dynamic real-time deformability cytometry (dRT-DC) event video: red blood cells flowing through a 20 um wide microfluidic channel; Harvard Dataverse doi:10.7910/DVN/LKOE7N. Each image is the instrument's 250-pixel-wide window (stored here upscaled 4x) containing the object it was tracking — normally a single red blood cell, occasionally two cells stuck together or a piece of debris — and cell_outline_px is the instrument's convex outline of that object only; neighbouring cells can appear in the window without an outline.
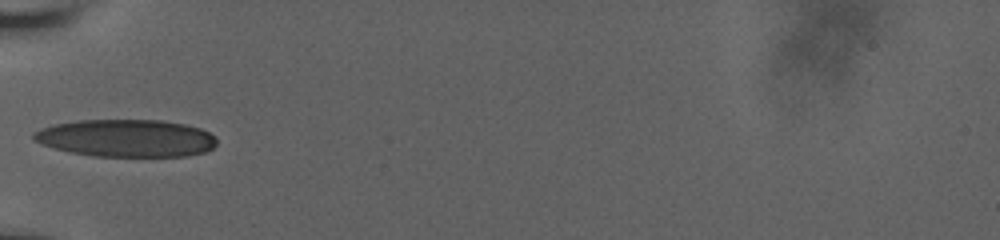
{"species": "human", "species_latin": "Homo sapiens", "temperature_condition": "room temperature", "stored_images_in_passage": 9, "camera_frame_rate_fps": 3000, "um_per_image_px": 0.085, "donor": {"sex": "male"}, "frame": {"image": 1, "passage_image": 1, "time_ms": 0.0, "image_size_px": [1000, 240], "cell_outline_px": [[216, 144], [212, 148], [204, 152], [188, 156], [92, 156], [68, 152], [32, 140], [32, 132], [40, 128], [52, 124], [76, 120], [160, 120], [184, 124], [200, 128], [216, 136]], "centroid_in_image_um": [10.7, 11.74], "position_along_channel_um": 74.3, "area_um2": 40.17}}
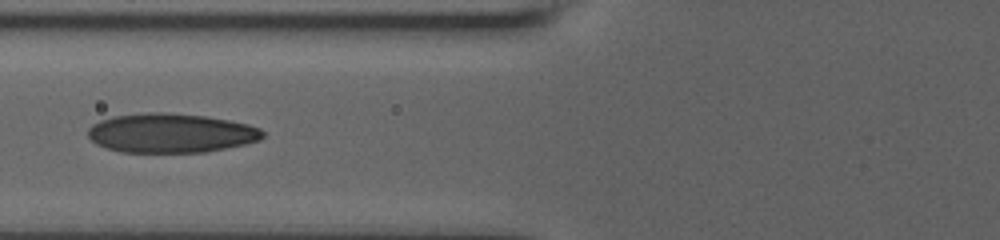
{"frame": {"image": 2, "passage_image": 8, "time_ms": 1.0, "image_size_px": [1000, 240], "cell_outline_px": [[264, 136], [260, 140], [244, 144], [204, 152], [120, 152], [96, 144], [88, 136], [88, 128], [92, 124], [100, 120], [112, 116], [148, 112], [160, 112], [204, 116], [228, 120], [248, 124], [260, 128], [264, 132]], "centroid_in_image_um": [14.5, 11.31], "position_along_channel_um": 111.3, "area_um2": 39.88}}